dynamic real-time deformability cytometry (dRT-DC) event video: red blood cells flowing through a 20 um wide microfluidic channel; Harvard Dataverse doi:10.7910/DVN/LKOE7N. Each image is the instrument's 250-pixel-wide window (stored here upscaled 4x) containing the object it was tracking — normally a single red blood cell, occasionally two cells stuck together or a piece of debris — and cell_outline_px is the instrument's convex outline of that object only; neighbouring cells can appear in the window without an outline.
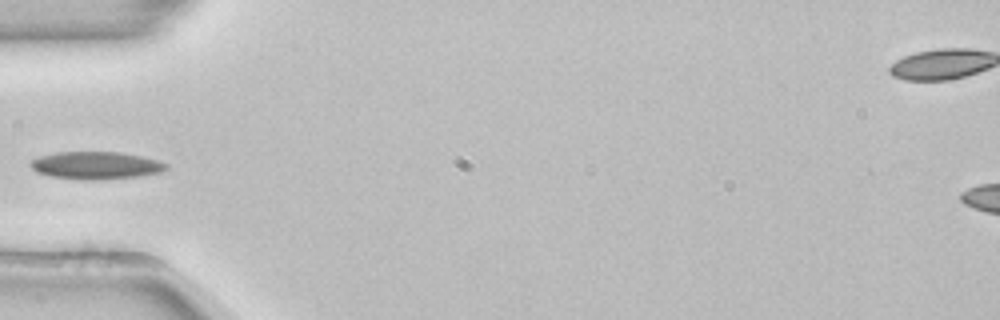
{"species": "common noctule bat (a hibernating species)", "species_latin": "Nyctalus noctula", "temperature_condition": "room temperature", "stored_images_in_passage": 36, "camera_frame_rate_fps": 3000, "um_per_image_px": 0.085, "animal": {"sex": "female", "body_mass_g": 22.7, "forearm_length_mm": 54.2}, "frame": {"image": 1, "passage_image": 1, "time_ms": 0.0, "image_size_px": [1000, 320], "cell_outline_px": [[168, 168], [160, 172], [140, 176], [104, 180], [80, 180], [52, 176], [36, 172], [28, 164], [32, 160], [40, 156], [56, 152], [120, 152], [140, 156], [156, 160], [168, 164]], "centroid_in_image_um": [8.14, 14.07], "position_along_channel_um": 76.9, "area_um2": 21.85}}